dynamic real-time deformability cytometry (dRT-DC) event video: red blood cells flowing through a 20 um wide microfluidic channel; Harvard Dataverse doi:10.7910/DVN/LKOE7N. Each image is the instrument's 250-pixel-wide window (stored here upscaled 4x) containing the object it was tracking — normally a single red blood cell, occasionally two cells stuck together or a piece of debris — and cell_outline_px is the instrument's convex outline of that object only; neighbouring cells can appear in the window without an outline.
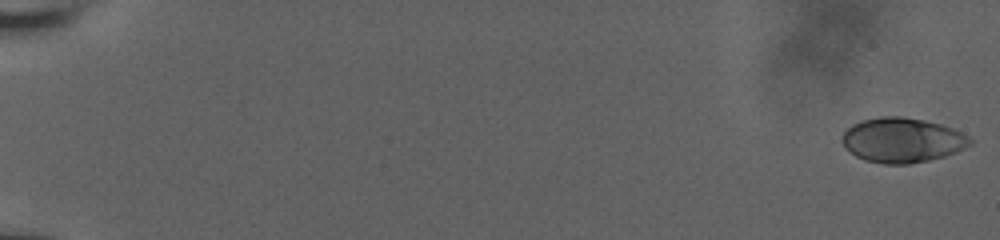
{"species": "human", "species_latin": "Homo sapiens", "temperature_condition": "room temperature", "stored_images_in_passage": 58, "camera_frame_rate_fps": 3000, "um_per_image_px": 0.085, "donor": {"sex": "male"}, "frame": {"image": 1, "passage_image": 1, "time_ms": 0.0, "image_size_px": [1000, 240], "cell_outline_px": [[972, 144], [956, 152], [944, 156], [928, 160], [908, 164], [884, 164], [864, 160], [856, 156], [844, 148], [840, 140], [844, 132], [852, 124], [864, 120], [880, 116], [900, 116], [924, 120], [940, 124], [952, 128], [968, 136], [972, 140]], "centroid_in_image_um": [76.66, 11.91], "position_along_channel_um": 8.3, "area_um2": 33.41}}
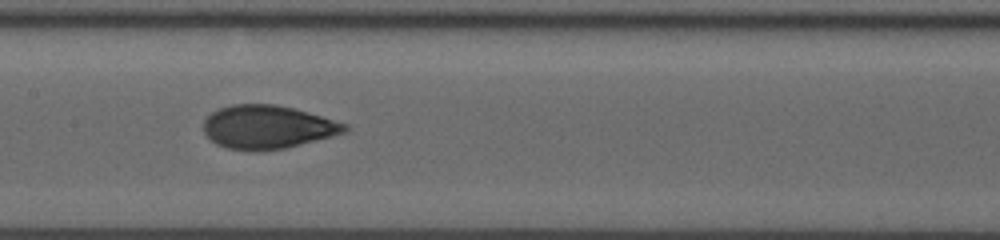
{"frame": {"image": 2, "passage_image": 32, "time_ms": 10.333, "image_size_px": [1000, 240], "cell_outline_px": [[352, 128], [348, 132], [284, 148], [252, 152], [228, 148], [216, 144], [204, 132], [204, 120], [212, 112], [220, 108], [232, 104], [276, 104], [308, 112], [348, 124]], "centroid_in_image_um": [22.77, 10.8], "position_along_channel_um": 184.6, "area_um2": 35.78}}
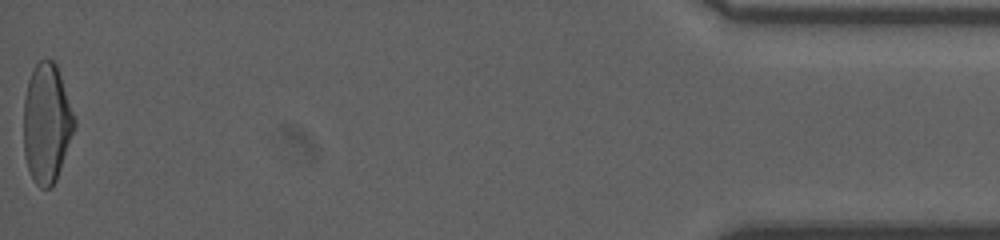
{"frame": {"image": 3, "passage_image": 58, "time_ms": 19.0, "image_size_px": [1000, 240], "cell_outline_px": [[76, 124], [56, 180], [48, 188], [40, 188], [36, 184], [28, 168], [24, 156], [24, 100], [28, 80], [32, 68], [44, 56], [52, 60], [56, 64], [76, 120]], "centroid_in_image_um": [3.96, 10.44], "position_along_channel_um": 431.2, "area_um2": 35.14}, "authors_computed_cell_mechanics": {"area_um2": 35.0846, "velocity_mm_per_s": 3.8302, "shape_relaxation_time_tau1_ms": 6.3427, "shape_relaxation_time_tau2_ms": 0.9124, "deformation_change_tau1": 0.2079, "deformation_change_tau2": 0.061}}